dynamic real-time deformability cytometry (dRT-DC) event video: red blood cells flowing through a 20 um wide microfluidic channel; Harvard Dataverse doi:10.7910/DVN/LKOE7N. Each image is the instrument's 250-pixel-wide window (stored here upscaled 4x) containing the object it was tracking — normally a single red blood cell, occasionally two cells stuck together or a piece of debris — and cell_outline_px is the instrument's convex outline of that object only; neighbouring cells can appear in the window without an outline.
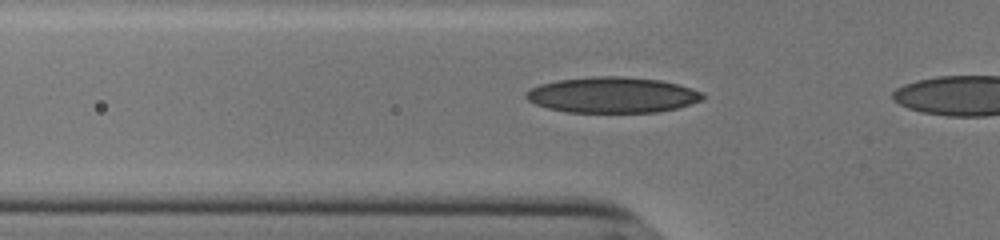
{"species": "human", "species_latin": "Homo sapiens", "temperature_condition": "cold", "stored_images_in_passage": 7, "camera_frame_rate_fps": 3000, "um_per_image_px": 0.085, "donor": {"sex": "male"}, "frame": {"image": 1, "passage_image": 5, "time_ms": 1.333, "image_size_px": [1000, 240], "cell_outline_px": [[704, 100], [676, 108], [656, 112], [564, 112], [548, 108], [536, 104], [528, 100], [524, 96], [524, 92], [540, 84], [556, 80], [596, 76], [620, 76], [660, 80], [676, 84], [704, 92]], "centroid_in_image_um": [52.04, 8.07], "position_along_channel_um": 73.8, "area_um2": 36.82}}